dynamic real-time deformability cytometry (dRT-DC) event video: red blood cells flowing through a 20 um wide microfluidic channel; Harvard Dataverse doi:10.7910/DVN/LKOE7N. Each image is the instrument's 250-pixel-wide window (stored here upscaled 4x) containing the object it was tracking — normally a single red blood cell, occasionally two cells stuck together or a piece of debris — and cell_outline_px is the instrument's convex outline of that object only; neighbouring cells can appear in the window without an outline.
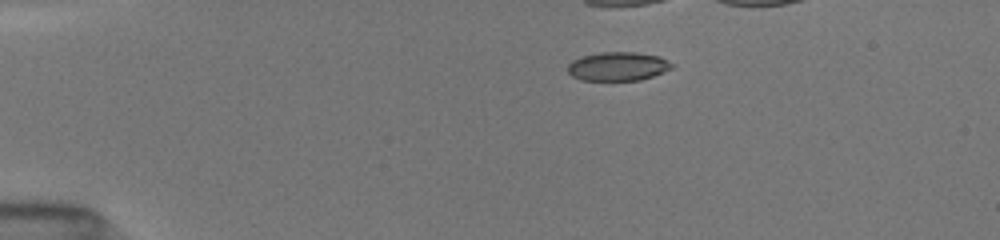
{"species": "common noctule bat (a hibernating species)", "species_latin": "Nyctalus noctula", "temperature_condition": "room temperature", "stored_images_in_passage": 21, "camera_frame_rate_fps": 3000, "um_per_image_px": 0.085, "animal": {"sex": "female", "body_mass_g": 19.5, "forearm_length_mm": 54.1}, "frame": {"image": 1, "passage_image": 4, "time_ms": 2.0, "image_size_px": [1000, 240], "cell_outline_px": [[676, 64], [672, 68], [664, 72], [640, 80], [580, 80], [572, 76], [568, 72], [568, 64], [572, 60], [580, 56], [600, 52], [636, 52], [660, 56]], "centroid_in_image_um": [52.54, 5.63], "position_along_channel_um": 32.5, "area_um2": 17.69}}
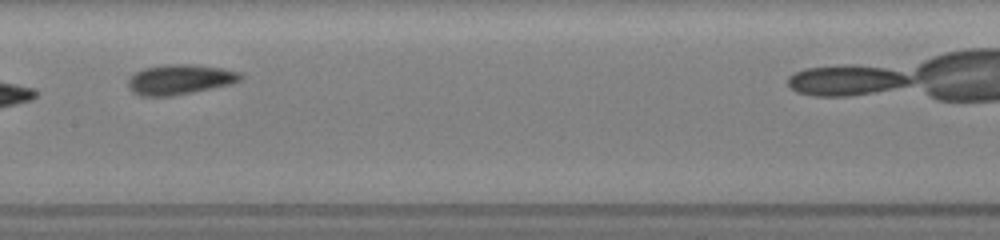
{"frame": {"image": 2, "passage_image": 12, "time_ms": 8.0, "image_size_px": [1000, 240], "cell_outline_px": [[244, 76], [240, 80], [232, 84], [172, 96], [140, 96], [132, 92], [128, 88], [128, 80], [136, 72], [144, 68], [164, 64], [192, 64], [220, 68], [240, 72]], "centroid_in_image_um": [15.28, 6.76], "position_along_channel_um": 192.1, "area_um2": 19.71}, "authors_computed_cell_mechanics": {"area_um2": 18.7272, "velocity_mm_per_s": 3.9927, "shape_relaxation_time_tau1_ms": null, "shape_relaxation_time_tau2_ms": 1.4669, "deformation_change_tau1": null, "deformation_change_tau2": 0.0664}}